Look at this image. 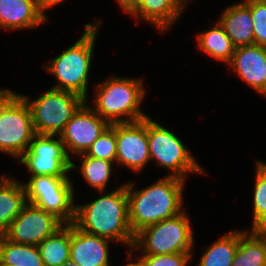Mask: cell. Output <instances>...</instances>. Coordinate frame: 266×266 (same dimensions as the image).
Listing matches in <instances>:
<instances>
[{"label":"cell","instance_id":"6da1fadb","mask_svg":"<svg viewBox=\"0 0 266 266\" xmlns=\"http://www.w3.org/2000/svg\"><path fill=\"white\" fill-rule=\"evenodd\" d=\"M99 193L102 196L88 204H76L73 224L86 233L118 241L131 248L135 235L130 228L126 183L110 193Z\"/></svg>","mask_w":266,"mask_h":266},{"label":"cell","instance_id":"7a4b0ae2","mask_svg":"<svg viewBox=\"0 0 266 266\" xmlns=\"http://www.w3.org/2000/svg\"><path fill=\"white\" fill-rule=\"evenodd\" d=\"M132 182L126 183L129 222L136 235L143 228L162 220L171 219L183 212L185 180L165 176L141 190H134Z\"/></svg>","mask_w":266,"mask_h":266},{"label":"cell","instance_id":"3957f363","mask_svg":"<svg viewBox=\"0 0 266 266\" xmlns=\"http://www.w3.org/2000/svg\"><path fill=\"white\" fill-rule=\"evenodd\" d=\"M100 25V20L86 24L79 40L46 65L45 69L57 79L53 89L73 92L87 101L93 49Z\"/></svg>","mask_w":266,"mask_h":266},{"label":"cell","instance_id":"277c9868","mask_svg":"<svg viewBox=\"0 0 266 266\" xmlns=\"http://www.w3.org/2000/svg\"><path fill=\"white\" fill-rule=\"evenodd\" d=\"M95 89V106L90 107L109 124L136 122L148 117L140 109L146 94L142 79L111 76Z\"/></svg>","mask_w":266,"mask_h":266},{"label":"cell","instance_id":"5b68a950","mask_svg":"<svg viewBox=\"0 0 266 266\" xmlns=\"http://www.w3.org/2000/svg\"><path fill=\"white\" fill-rule=\"evenodd\" d=\"M35 135L31 111L18 93L0 90V151L20 158Z\"/></svg>","mask_w":266,"mask_h":266},{"label":"cell","instance_id":"8992f818","mask_svg":"<svg viewBox=\"0 0 266 266\" xmlns=\"http://www.w3.org/2000/svg\"><path fill=\"white\" fill-rule=\"evenodd\" d=\"M192 227L186 211L147 226L135 235L133 250L142 255H162L192 252L194 245Z\"/></svg>","mask_w":266,"mask_h":266},{"label":"cell","instance_id":"52a82bcc","mask_svg":"<svg viewBox=\"0 0 266 266\" xmlns=\"http://www.w3.org/2000/svg\"><path fill=\"white\" fill-rule=\"evenodd\" d=\"M20 95L30 108L35 134L42 135L59 136L73 114L86 101L73 92L53 88L34 100Z\"/></svg>","mask_w":266,"mask_h":266},{"label":"cell","instance_id":"ba28073f","mask_svg":"<svg viewBox=\"0 0 266 266\" xmlns=\"http://www.w3.org/2000/svg\"><path fill=\"white\" fill-rule=\"evenodd\" d=\"M148 147L151 161L170 171L167 176L185 180L188 174L205 173L179 137L149 116Z\"/></svg>","mask_w":266,"mask_h":266},{"label":"cell","instance_id":"9c48e42d","mask_svg":"<svg viewBox=\"0 0 266 266\" xmlns=\"http://www.w3.org/2000/svg\"><path fill=\"white\" fill-rule=\"evenodd\" d=\"M69 177L31 176L23 183L27 203L54 214L64 224L75 219L74 186Z\"/></svg>","mask_w":266,"mask_h":266},{"label":"cell","instance_id":"30bf717a","mask_svg":"<svg viewBox=\"0 0 266 266\" xmlns=\"http://www.w3.org/2000/svg\"><path fill=\"white\" fill-rule=\"evenodd\" d=\"M35 134L29 148L19 158V163L25 165L30 176L48 175L69 177L71 170L77 166L67 154L60 136Z\"/></svg>","mask_w":266,"mask_h":266},{"label":"cell","instance_id":"8fae6325","mask_svg":"<svg viewBox=\"0 0 266 266\" xmlns=\"http://www.w3.org/2000/svg\"><path fill=\"white\" fill-rule=\"evenodd\" d=\"M63 225L54 214L27 203L3 236L14 243L38 246Z\"/></svg>","mask_w":266,"mask_h":266},{"label":"cell","instance_id":"7c38bea8","mask_svg":"<svg viewBox=\"0 0 266 266\" xmlns=\"http://www.w3.org/2000/svg\"><path fill=\"white\" fill-rule=\"evenodd\" d=\"M116 163L140 172L151 161L148 147V117L116 123Z\"/></svg>","mask_w":266,"mask_h":266},{"label":"cell","instance_id":"4fadbf2b","mask_svg":"<svg viewBox=\"0 0 266 266\" xmlns=\"http://www.w3.org/2000/svg\"><path fill=\"white\" fill-rule=\"evenodd\" d=\"M109 125L85 101L59 135L69 157L71 158L70 153L77 156L86 153Z\"/></svg>","mask_w":266,"mask_h":266},{"label":"cell","instance_id":"5bb4252c","mask_svg":"<svg viewBox=\"0 0 266 266\" xmlns=\"http://www.w3.org/2000/svg\"><path fill=\"white\" fill-rule=\"evenodd\" d=\"M228 65L252 89L266 96V47L255 44L235 47Z\"/></svg>","mask_w":266,"mask_h":266},{"label":"cell","instance_id":"9a60e30c","mask_svg":"<svg viewBox=\"0 0 266 266\" xmlns=\"http://www.w3.org/2000/svg\"><path fill=\"white\" fill-rule=\"evenodd\" d=\"M109 239L86 233L70 224V262L78 266H110Z\"/></svg>","mask_w":266,"mask_h":266},{"label":"cell","instance_id":"2e32d148","mask_svg":"<svg viewBox=\"0 0 266 266\" xmlns=\"http://www.w3.org/2000/svg\"><path fill=\"white\" fill-rule=\"evenodd\" d=\"M47 20L36 0H0V27L5 30L31 29Z\"/></svg>","mask_w":266,"mask_h":266},{"label":"cell","instance_id":"e0dca14e","mask_svg":"<svg viewBox=\"0 0 266 266\" xmlns=\"http://www.w3.org/2000/svg\"><path fill=\"white\" fill-rule=\"evenodd\" d=\"M218 22L235 47L254 45L250 0H243L227 7Z\"/></svg>","mask_w":266,"mask_h":266},{"label":"cell","instance_id":"ac0fdd59","mask_svg":"<svg viewBox=\"0 0 266 266\" xmlns=\"http://www.w3.org/2000/svg\"><path fill=\"white\" fill-rule=\"evenodd\" d=\"M185 6L180 0H139L133 17L152 23L162 33L177 22Z\"/></svg>","mask_w":266,"mask_h":266},{"label":"cell","instance_id":"d6986e66","mask_svg":"<svg viewBox=\"0 0 266 266\" xmlns=\"http://www.w3.org/2000/svg\"><path fill=\"white\" fill-rule=\"evenodd\" d=\"M27 204L26 192L21 181L3 175L0 179V236Z\"/></svg>","mask_w":266,"mask_h":266},{"label":"cell","instance_id":"ffe728a7","mask_svg":"<svg viewBox=\"0 0 266 266\" xmlns=\"http://www.w3.org/2000/svg\"><path fill=\"white\" fill-rule=\"evenodd\" d=\"M245 230H239V244L231 266H266V230Z\"/></svg>","mask_w":266,"mask_h":266},{"label":"cell","instance_id":"44dd1931","mask_svg":"<svg viewBox=\"0 0 266 266\" xmlns=\"http://www.w3.org/2000/svg\"><path fill=\"white\" fill-rule=\"evenodd\" d=\"M197 41L199 49L205 54L226 64L231 62L235 46L218 21L213 28L200 32Z\"/></svg>","mask_w":266,"mask_h":266},{"label":"cell","instance_id":"7402d4cb","mask_svg":"<svg viewBox=\"0 0 266 266\" xmlns=\"http://www.w3.org/2000/svg\"><path fill=\"white\" fill-rule=\"evenodd\" d=\"M37 247L44 266H64L70 262V224H64Z\"/></svg>","mask_w":266,"mask_h":266},{"label":"cell","instance_id":"603a6c76","mask_svg":"<svg viewBox=\"0 0 266 266\" xmlns=\"http://www.w3.org/2000/svg\"><path fill=\"white\" fill-rule=\"evenodd\" d=\"M0 265L44 266L36 245L18 244L0 236Z\"/></svg>","mask_w":266,"mask_h":266},{"label":"cell","instance_id":"cb8c5ba5","mask_svg":"<svg viewBox=\"0 0 266 266\" xmlns=\"http://www.w3.org/2000/svg\"><path fill=\"white\" fill-rule=\"evenodd\" d=\"M239 244V230L229 232L209 245L198 266H231Z\"/></svg>","mask_w":266,"mask_h":266},{"label":"cell","instance_id":"d4e9b609","mask_svg":"<svg viewBox=\"0 0 266 266\" xmlns=\"http://www.w3.org/2000/svg\"><path fill=\"white\" fill-rule=\"evenodd\" d=\"M78 157L82 161L79 170L87 184L98 192L106 191L114 162L92 158L85 153L78 155Z\"/></svg>","mask_w":266,"mask_h":266},{"label":"cell","instance_id":"484cf974","mask_svg":"<svg viewBox=\"0 0 266 266\" xmlns=\"http://www.w3.org/2000/svg\"><path fill=\"white\" fill-rule=\"evenodd\" d=\"M252 230H266V162L256 160Z\"/></svg>","mask_w":266,"mask_h":266},{"label":"cell","instance_id":"4316f807","mask_svg":"<svg viewBox=\"0 0 266 266\" xmlns=\"http://www.w3.org/2000/svg\"><path fill=\"white\" fill-rule=\"evenodd\" d=\"M116 145V123H114L102 132L85 154L92 158L112 161L116 164Z\"/></svg>","mask_w":266,"mask_h":266},{"label":"cell","instance_id":"83f0119b","mask_svg":"<svg viewBox=\"0 0 266 266\" xmlns=\"http://www.w3.org/2000/svg\"><path fill=\"white\" fill-rule=\"evenodd\" d=\"M253 21L254 44L266 47V3L263 0H250Z\"/></svg>","mask_w":266,"mask_h":266},{"label":"cell","instance_id":"f1b7e54d","mask_svg":"<svg viewBox=\"0 0 266 266\" xmlns=\"http://www.w3.org/2000/svg\"><path fill=\"white\" fill-rule=\"evenodd\" d=\"M193 252L171 253L162 255H141L145 266H187Z\"/></svg>","mask_w":266,"mask_h":266},{"label":"cell","instance_id":"f546056e","mask_svg":"<svg viewBox=\"0 0 266 266\" xmlns=\"http://www.w3.org/2000/svg\"><path fill=\"white\" fill-rule=\"evenodd\" d=\"M124 12L131 14L137 7L139 0H117Z\"/></svg>","mask_w":266,"mask_h":266},{"label":"cell","instance_id":"4dcf8cb0","mask_svg":"<svg viewBox=\"0 0 266 266\" xmlns=\"http://www.w3.org/2000/svg\"><path fill=\"white\" fill-rule=\"evenodd\" d=\"M38 6L45 12L53 6L60 4L64 0H36Z\"/></svg>","mask_w":266,"mask_h":266},{"label":"cell","instance_id":"1f68e13d","mask_svg":"<svg viewBox=\"0 0 266 266\" xmlns=\"http://www.w3.org/2000/svg\"><path fill=\"white\" fill-rule=\"evenodd\" d=\"M132 250H130V252L128 251L127 253H128V257H130L131 259H132V262H128L125 266H145V261H144V259L140 256V257H136V258H139V259H137L138 261H134L133 262V255H132V253H134L133 252V248H131Z\"/></svg>","mask_w":266,"mask_h":266},{"label":"cell","instance_id":"d6a6232c","mask_svg":"<svg viewBox=\"0 0 266 266\" xmlns=\"http://www.w3.org/2000/svg\"><path fill=\"white\" fill-rule=\"evenodd\" d=\"M64 266H78V265H76V264H74L72 262H67Z\"/></svg>","mask_w":266,"mask_h":266},{"label":"cell","instance_id":"836d02e7","mask_svg":"<svg viewBox=\"0 0 266 266\" xmlns=\"http://www.w3.org/2000/svg\"><path fill=\"white\" fill-rule=\"evenodd\" d=\"M180 1L186 7L187 1H189V0H180Z\"/></svg>","mask_w":266,"mask_h":266}]
</instances>
